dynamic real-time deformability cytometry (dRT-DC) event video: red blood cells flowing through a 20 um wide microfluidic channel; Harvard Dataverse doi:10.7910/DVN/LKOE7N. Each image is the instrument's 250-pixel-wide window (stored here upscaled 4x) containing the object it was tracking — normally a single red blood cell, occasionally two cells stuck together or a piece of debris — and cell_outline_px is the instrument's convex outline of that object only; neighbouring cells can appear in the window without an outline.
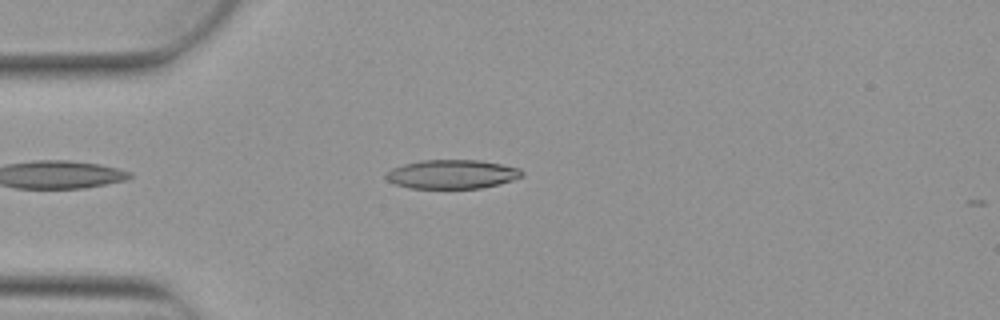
{"species": "Egyptian fruit bat (a non-hibernating species)", "species_latin": "Rousettus aegyptiacus", "temperature_condition": "warm", "stored_images_in_passage": 2, "camera_frame_rate_fps": 3000, "um_per_image_px": 0.085, "animal": {"sex": "female"}, "frame": {"image": 1, "passage_image": 1, "time_ms": 0.0, "image_size_px": [1000, 320], "cell_outline_px": [[524, 176], [500, 184], [480, 188], [412, 188], [396, 184], [388, 180], [384, 176], [384, 172], [392, 168], [404, 164], [420, 160], [480, 160], [520, 168], [524, 172]], "centroid_in_image_um": [38.43, 14.8], "position_along_channel_um": 46.6, "area_um2": 23.0}}